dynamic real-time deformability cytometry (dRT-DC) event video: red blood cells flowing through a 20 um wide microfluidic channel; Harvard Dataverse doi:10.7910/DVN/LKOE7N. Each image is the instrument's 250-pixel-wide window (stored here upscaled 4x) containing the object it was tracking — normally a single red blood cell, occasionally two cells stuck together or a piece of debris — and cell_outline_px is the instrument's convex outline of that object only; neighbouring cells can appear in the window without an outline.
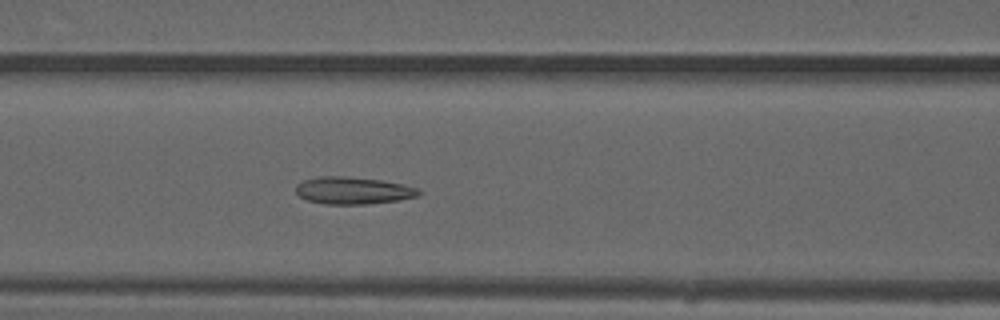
{"species": "common noctule bat (a hibernating species)", "species_latin": "Nyctalus noctula", "temperature_condition": "warm", "stored_images_in_passage": 44, "camera_frame_rate_fps": 3000, "um_per_image_px": 0.085, "animal": {"sex": "male", "forearm_length_mm": 52.5}, "frame": {"image": 1, "passage_image": 15, "time_ms": 4.667, "image_size_px": [1000, 320], "cell_outline_px": [[424, 192], [416, 196], [400, 200], [368, 204], [324, 204], [308, 200], [300, 196], [296, 192], [296, 184], [300, 180], [320, 176], [344, 176], [380, 180], [404, 184], [416, 188]], "centroid_in_image_um": [30.0, 16.19], "position_along_channel_um": 136.6, "area_um2": 19.59}}
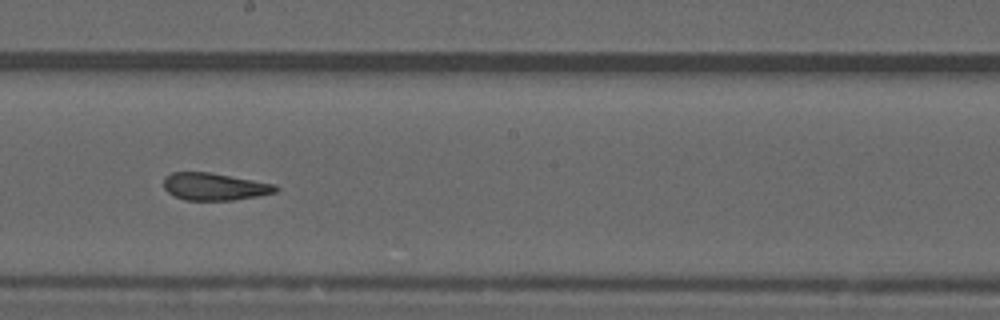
{"frame": {"image": 2, "passage_image": 22, "time_ms": 7.0, "image_size_px": [1000, 320], "cell_outline_px": [[280, 188], [276, 192], [256, 196], [232, 200], [184, 200], [168, 192], [164, 188], [164, 176], [172, 172], [208, 172], [276, 184]], "centroid_in_image_um": [18.23, 15.86], "position_along_channel_um": 230.0, "area_um2": 17.74}}
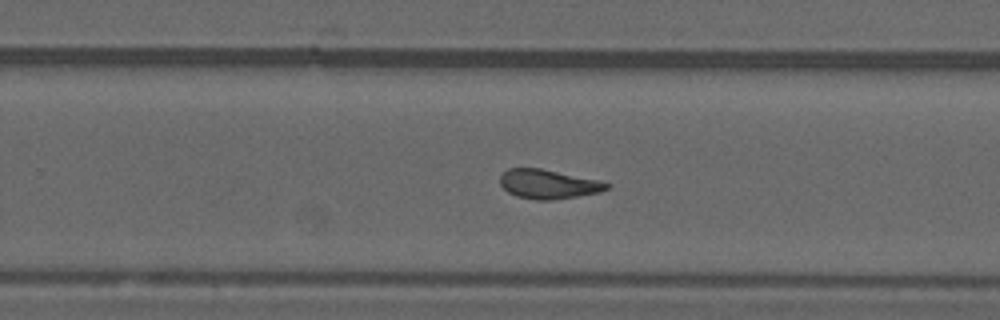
{"frame": {"image": 3, "passage_image": 26, "time_ms": 8.333, "image_size_px": [1000, 320], "cell_outline_px": [[612, 184], [608, 188], [600, 192], [552, 200], [536, 200], [516, 196], [508, 192], [500, 184], [500, 176], [508, 168], [540, 168], [600, 180]], "centroid_in_image_um": [46.61, 15.65], "position_along_channel_um": 283.2, "area_um2": 18.15}, "authors_computed_cell_mechanics": {"area_um2": 18.6983, "velocity_mm_per_s": 4.0132, "shape_relaxation_time_tau1_ms": null, "shape_relaxation_time_tau2_ms": 1.6533, "deformation_change_tau1": null, "deformation_change_tau2": 0.1051}}